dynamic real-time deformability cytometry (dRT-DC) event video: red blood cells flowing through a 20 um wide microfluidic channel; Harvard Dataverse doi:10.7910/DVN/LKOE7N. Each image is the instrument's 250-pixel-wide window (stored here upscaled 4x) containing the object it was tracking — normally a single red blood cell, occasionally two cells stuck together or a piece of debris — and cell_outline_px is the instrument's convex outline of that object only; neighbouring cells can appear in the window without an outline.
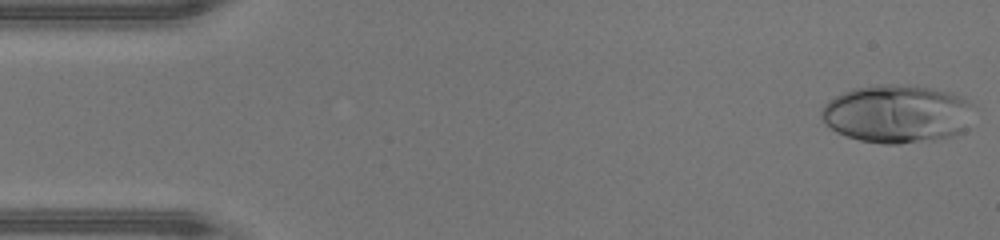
{"species": "human", "species_latin": "Homo sapiens", "temperature_condition": "warm", "stored_images_in_passage": 46, "camera_frame_rate_fps": 3000, "um_per_image_px": 0.085, "donor": {"sex": "male"}, "frame": {"image": 1, "passage_image": 1, "time_ms": 0.0, "image_size_px": [1000, 240], "cell_outline_px": [[972, 104], [964, 128], [960, 132], [952, 136], [932, 140], [900, 144], [884, 144], [860, 140], [836, 132], [824, 120], [820, 112], [824, 104], [828, 100], [852, 88], [880, 84], [892, 84], [928, 88], [948, 92]], "centroid_in_image_um": [76.17, 9.68], "position_along_channel_um": 8.8, "area_um2": 50.69}}
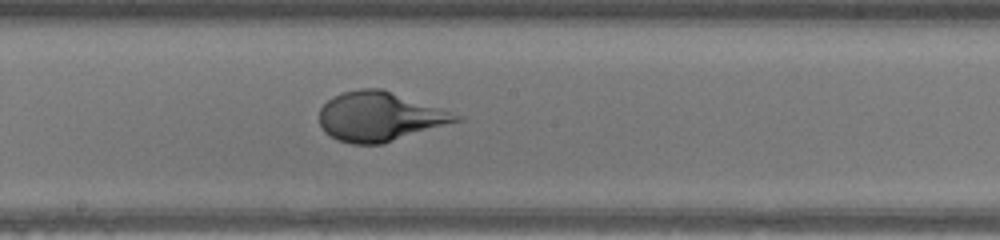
{"frame": {"image": 2, "passage_image": 24, "time_ms": 7.667, "image_size_px": [1000, 240], "cell_outline_px": [[464, 120], [384, 144], [352, 144], [336, 140], [324, 132], [320, 124], [320, 108], [332, 96], [344, 92], [360, 88], [380, 88], [464, 116]], "centroid_in_image_um": [32.28, 9.93], "position_along_channel_um": 215.9, "area_um2": 39.48}}
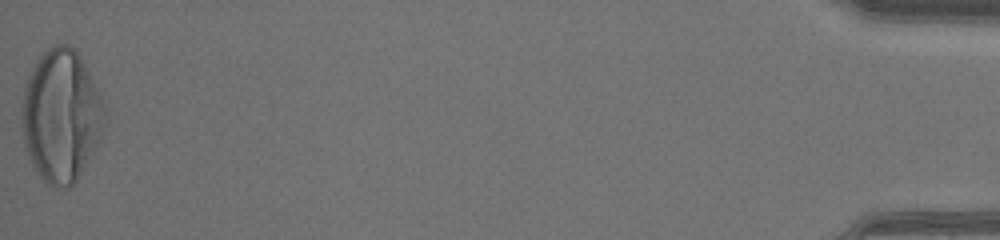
{"frame": {"image": 3, "passage_image": 46, "time_ms": 15.0, "image_size_px": [1000, 240], "cell_outline_px": [[104, 128], [92, 152], [76, 180], [68, 188], [60, 188], [48, 184], [40, 176], [32, 164], [24, 144], [20, 120], [24, 88], [32, 68], [36, 60], [48, 48], [56, 44], [68, 44], [76, 52], [88, 72], [104, 104]], "centroid_in_image_um": [5.16, 9.85], "position_along_channel_um": 430.0, "area_um2": 63.06}, "authors_computed_cell_mechanics": {"area_um2": 43.2055, "velocity_mm_per_s": 4.411, "shape_relaxation_time_tau1_ms": 2.6859, "shape_relaxation_time_tau2_ms": null, "deformation_change_tau1": 0.2358, "deformation_change_tau2": null}}